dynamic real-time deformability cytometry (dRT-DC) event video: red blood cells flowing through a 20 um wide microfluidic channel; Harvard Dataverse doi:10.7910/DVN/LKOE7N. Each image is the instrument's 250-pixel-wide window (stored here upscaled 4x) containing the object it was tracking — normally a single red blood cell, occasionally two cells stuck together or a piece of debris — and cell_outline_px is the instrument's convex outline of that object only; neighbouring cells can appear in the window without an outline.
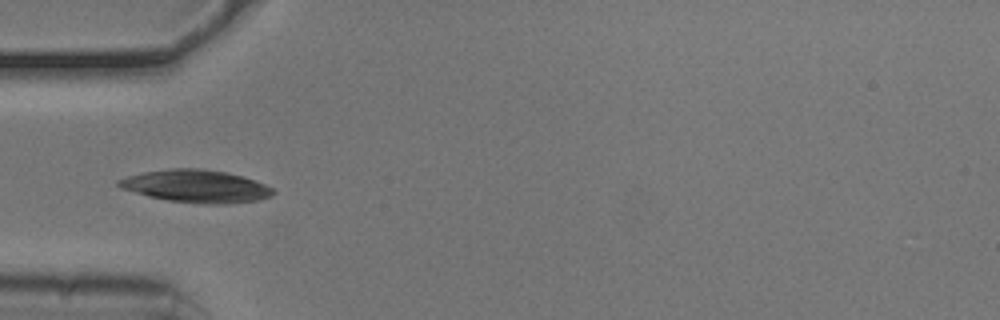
{"species": "common noctule bat (a hibernating species)", "species_latin": "Nyctalus noctula", "temperature_condition": "cold", "stored_images_in_passage": 23, "camera_frame_rate_fps": 3000, "um_per_image_px": 0.085, "animal": {"sex": "male", "body_mass_g": 20.5, "forearm_length_mm": 52.5}, "frame": {"image": 1, "passage_image": 4, "time_ms": 1.0, "image_size_px": [1000, 320], "cell_outline_px": [[276, 192], [272, 196], [256, 200], [228, 204], [204, 204], [168, 200], [148, 196], [120, 188], [116, 184], [116, 180], [128, 176], [144, 172], [168, 168], [200, 168], [224, 172], [244, 176], [264, 184], [272, 188]], "centroid_in_image_um": [16.66, 15.82], "position_along_channel_um": 68.3, "area_um2": 29.36}}